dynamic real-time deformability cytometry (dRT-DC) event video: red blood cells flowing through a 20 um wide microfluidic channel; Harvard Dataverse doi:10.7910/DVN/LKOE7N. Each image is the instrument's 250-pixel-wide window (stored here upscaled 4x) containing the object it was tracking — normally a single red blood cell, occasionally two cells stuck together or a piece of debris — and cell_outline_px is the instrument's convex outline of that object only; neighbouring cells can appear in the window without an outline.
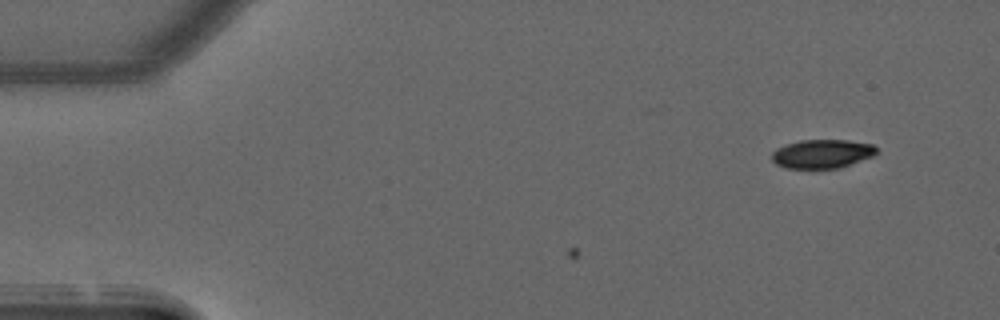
{"species": "common noctule bat (a hibernating species)", "species_latin": "Nyctalus noctula", "temperature_condition": "warm", "stored_images_in_passage": 3, "camera_frame_rate_fps": 3000, "um_per_image_px": 0.085, "animal": {"sex": "male", "forearm_length_mm": 52.5}, "frame": {"image": 1, "passage_image": 3, "time_ms": 0.667, "image_size_px": [1000, 320], "cell_outline_px": [[876, 152], [872, 156], [840, 168], [788, 168], [776, 164], [772, 160], [772, 152], [776, 148], [784, 144], [800, 140], [848, 140], [872, 144], [876, 148]], "centroid_in_image_um": [69.84, 13.06], "position_along_channel_um": 15.2, "area_um2": 17.51}}